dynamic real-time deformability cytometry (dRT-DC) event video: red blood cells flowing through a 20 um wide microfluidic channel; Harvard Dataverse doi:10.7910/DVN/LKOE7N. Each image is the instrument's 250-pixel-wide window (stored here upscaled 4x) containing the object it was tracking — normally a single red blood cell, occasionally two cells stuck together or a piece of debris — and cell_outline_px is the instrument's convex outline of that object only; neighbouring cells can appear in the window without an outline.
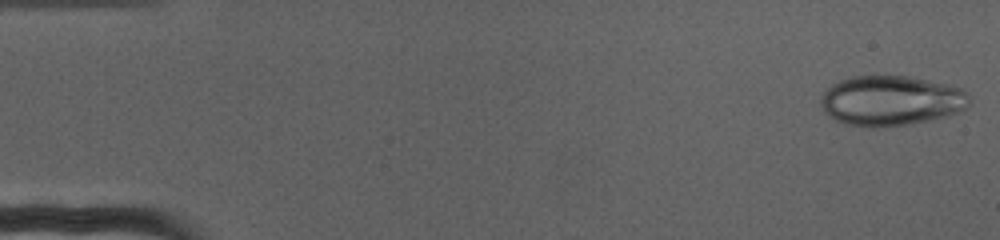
{"species": "human", "species_latin": "Homo sapiens", "temperature_condition": "cold", "stored_images_in_passage": 72, "camera_frame_rate_fps": 3000, "um_per_image_px": 0.085, "donor": {"sex": "female"}, "frame": {"image": 1, "passage_image": 1, "time_ms": 0.0, "image_size_px": [1000, 240], "cell_outline_px": [[972, 104], [948, 116], [908, 124], [876, 128], [868, 128], [848, 124], [836, 120], [828, 116], [824, 112], [820, 104], [820, 96], [832, 84], [840, 80], [852, 76], [908, 76], [948, 84], [960, 88], [968, 92], [972, 96]], "centroid_in_image_um": [75.75, 8.56], "position_along_channel_um": 9.2, "area_um2": 43.75}}
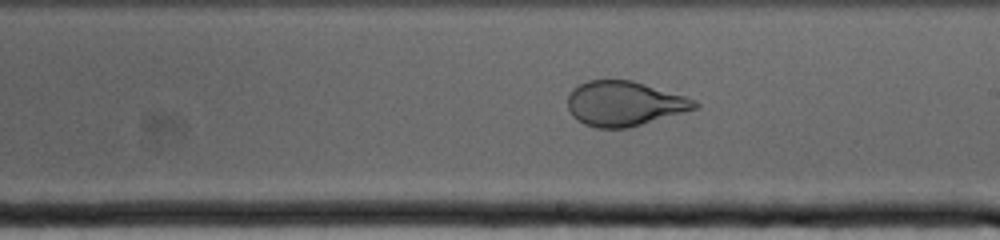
{"frame": {"image": 2, "passage_image": 41, "time_ms": 13.333, "image_size_px": [1000, 240], "cell_outline_px": [[700, 104], [696, 108], [628, 128], [596, 128], [584, 124], [572, 116], [568, 108], [568, 96], [572, 88], [588, 80], [632, 80], [684, 96], [696, 100]], "centroid_in_image_um": [53.02, 8.8], "position_along_channel_um": 236.0, "area_um2": 32.89}}
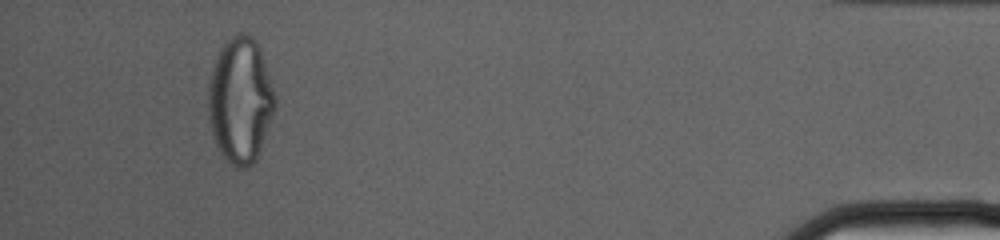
{"frame": {"image": 3, "passage_image": 67, "time_ms": 22.0, "image_size_px": [1000, 240], "cell_outline_px": [[276, 108], [256, 160], [252, 164], [244, 168], [236, 168], [220, 152], [212, 136], [208, 120], [208, 84], [212, 68], [216, 56], [220, 48], [236, 32], [240, 32], [252, 36], [256, 40], [260, 48], [276, 96]], "centroid_in_image_um": [20.42, 8.51], "position_along_channel_um": 414.8, "area_um2": 49.19}}